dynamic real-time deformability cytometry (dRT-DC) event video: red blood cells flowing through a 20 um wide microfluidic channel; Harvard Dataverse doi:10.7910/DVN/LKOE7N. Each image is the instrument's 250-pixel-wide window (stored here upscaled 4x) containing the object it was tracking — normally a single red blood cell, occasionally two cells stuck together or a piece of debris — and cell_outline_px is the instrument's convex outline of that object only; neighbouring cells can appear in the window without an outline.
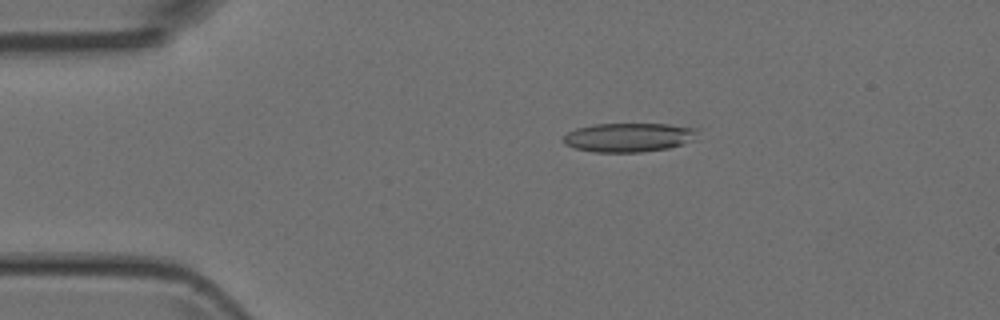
{"species": "Egyptian fruit bat (a non-hibernating species)", "species_latin": "Rousettus aegyptiacus", "temperature_condition": "room temperature", "stored_images_in_passage": 6, "camera_frame_rate_fps": 3000, "um_per_image_px": 0.085, "animal": {"sex": "female"}, "frame": {"image": 1, "passage_image": 3, "time_ms": 2.333, "image_size_px": [1000, 320], "cell_outline_px": [[700, 128], [696, 140], [668, 148], [644, 152], [596, 152], [576, 148], [564, 144], [564, 136], [568, 132], [576, 128], [596, 124], [668, 124]], "centroid_in_image_um": [53.52, 11.67], "position_along_channel_um": 31.5, "area_um2": 22.83}}
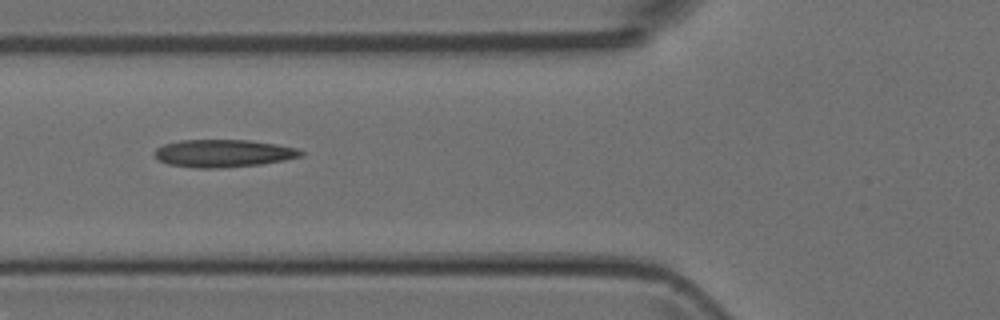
{"frame": {"image": 2, "passage_image": 5, "time_ms": 5.333, "image_size_px": [1000, 320], "cell_outline_px": [[304, 156], [284, 160], [260, 164], [220, 168], [196, 168], [168, 164], [160, 160], [152, 152], [156, 148], [164, 144], [180, 140], [252, 140], [276, 144], [296, 148], [304, 152]], "centroid_in_image_um": [18.99, 13.03], "position_along_channel_um": 106.8, "area_um2": 23.58}}
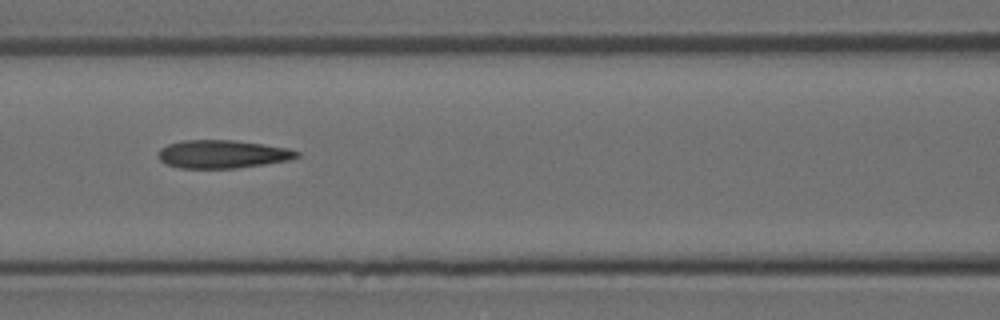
{"frame": {"image": 3, "passage_image": 6, "time_ms": 6.333, "image_size_px": [1000, 320], "cell_outline_px": [[300, 156], [288, 160], [264, 164], [236, 168], [180, 168], [164, 164], [160, 160], [160, 148], [168, 144], [184, 140], [236, 140], [264, 144], [288, 148], [300, 152]], "centroid_in_image_um": [18.92, 13.1], "position_along_channel_um": 147.7, "area_um2": 22.72}}